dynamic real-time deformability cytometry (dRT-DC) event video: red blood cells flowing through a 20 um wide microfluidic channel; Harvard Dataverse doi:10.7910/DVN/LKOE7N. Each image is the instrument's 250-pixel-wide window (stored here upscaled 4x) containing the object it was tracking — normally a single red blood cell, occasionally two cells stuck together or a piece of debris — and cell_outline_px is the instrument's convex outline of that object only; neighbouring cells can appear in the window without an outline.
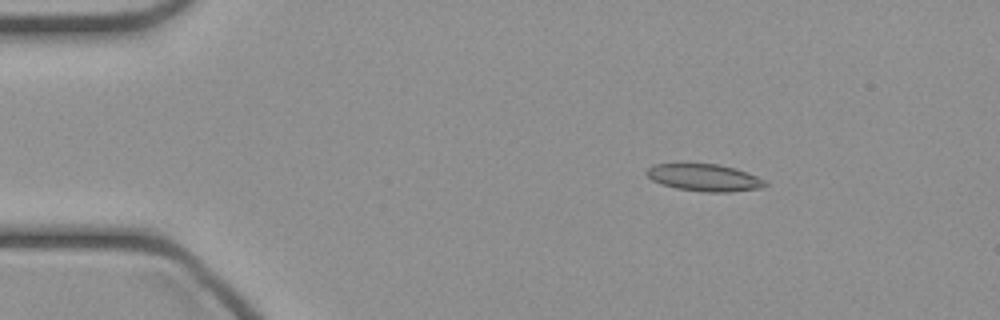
{"species": "common noctule bat (a hibernating species)", "species_latin": "Nyctalus noctula", "temperature_condition": "cold", "stored_images_in_passage": 41, "camera_frame_rate_fps": 3000, "um_per_image_px": 0.085, "animal": {"sex": "female", "body_mass_g": 21.9}, "frame": {"image": 1, "passage_image": 1, "time_ms": 0.0, "image_size_px": [1000, 320], "cell_outline_px": [[768, 184], [764, 188], [728, 192], [704, 192], [676, 188], [652, 180], [644, 172], [652, 164], [720, 164], [768, 180]], "centroid_in_image_um": [59.9, 15.1], "position_along_channel_um": 25.1, "area_um2": 18.67}}
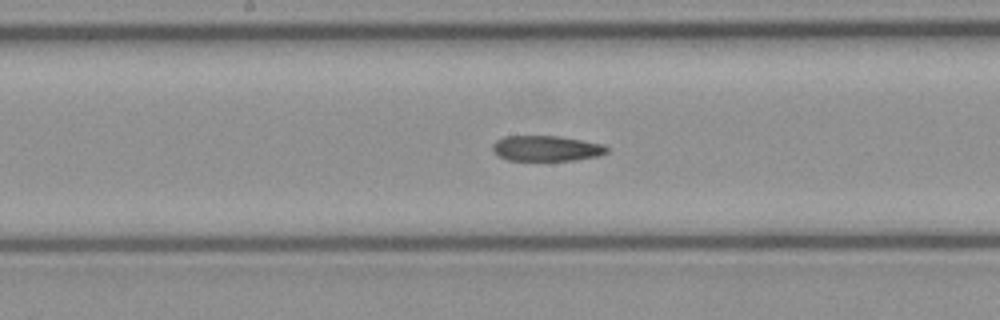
{"frame": {"image": 2, "passage_image": 18, "time_ms": 5.667, "image_size_px": [1000, 320], "cell_outline_px": [[608, 152], [600, 156], [576, 160], [508, 160], [492, 152], [492, 144], [496, 140], [504, 136], [560, 136], [604, 144], [608, 148]], "centroid_in_image_um": [46.45, 12.61], "position_along_channel_um": 201.7, "area_um2": 17.11}}
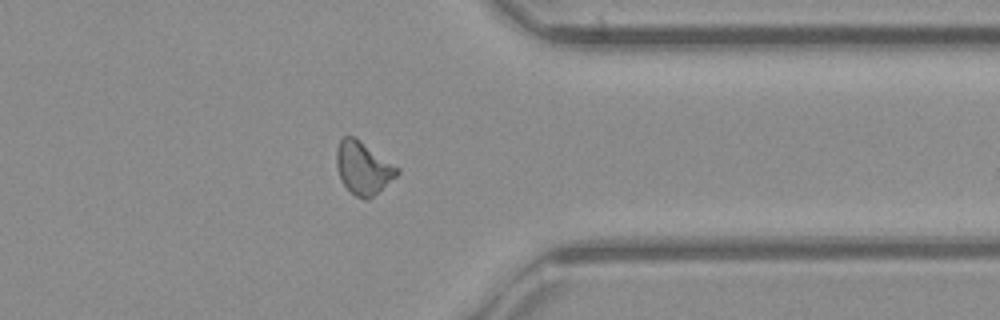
{"frame": {"image": 3, "passage_image": 31, "time_ms": 10.0, "image_size_px": [1000, 320], "cell_outline_px": [[400, 172], [396, 176], [368, 200], [364, 200], [356, 196], [340, 180], [336, 164], [336, 148], [340, 140], [344, 136], [356, 136], [400, 168]], "centroid_in_image_um": [30.86, 14.24], "position_along_channel_um": 380.5, "area_um2": 18.73}}